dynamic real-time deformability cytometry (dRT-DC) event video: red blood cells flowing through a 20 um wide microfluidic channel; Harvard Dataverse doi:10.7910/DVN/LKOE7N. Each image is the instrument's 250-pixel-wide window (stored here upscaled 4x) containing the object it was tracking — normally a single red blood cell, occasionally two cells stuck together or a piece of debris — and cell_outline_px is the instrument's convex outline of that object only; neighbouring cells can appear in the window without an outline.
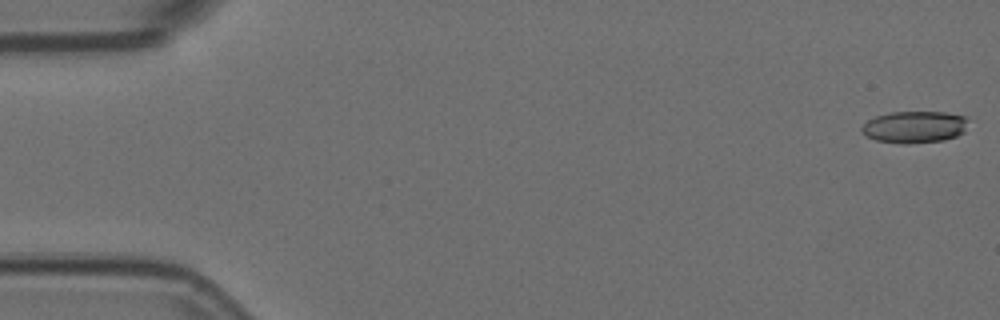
{"species": "Egyptian fruit bat (a non-hibernating species)", "species_latin": "Rousettus aegyptiacus", "temperature_condition": "room temperature", "stored_images_in_passage": 5, "camera_frame_rate_fps": 3000, "um_per_image_px": 0.085, "animal": {"sex": "female"}, "frame": {"image": 1, "passage_image": 1, "time_ms": 0.0, "image_size_px": [1000, 320], "cell_outline_px": [[968, 120], [964, 132], [956, 136], [944, 140], [876, 140], [860, 132], [860, 128], [868, 120], [876, 116], [892, 112], [944, 112], [964, 116]], "centroid_in_image_um": [77.76, 10.73], "position_along_channel_um": 7.2, "area_um2": 18.73}}
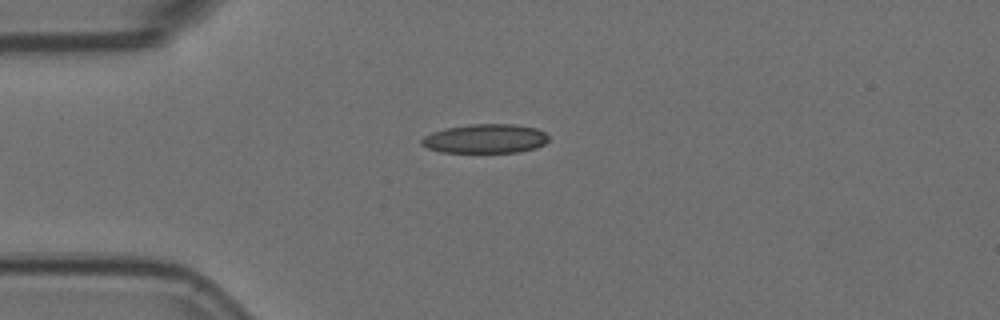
{"frame": {"image": 2, "passage_image": 4, "time_ms": 1.0, "image_size_px": [1000, 320], "cell_outline_px": [[548, 140], [544, 144], [536, 148], [520, 152], [440, 152], [428, 148], [420, 144], [420, 140], [424, 136], [432, 132], [448, 128], [472, 124], [512, 124], [536, 128], [544, 132], [548, 136]], "centroid_in_image_um": [41.25, 11.79], "position_along_channel_um": 43.8, "area_um2": 21.5}}